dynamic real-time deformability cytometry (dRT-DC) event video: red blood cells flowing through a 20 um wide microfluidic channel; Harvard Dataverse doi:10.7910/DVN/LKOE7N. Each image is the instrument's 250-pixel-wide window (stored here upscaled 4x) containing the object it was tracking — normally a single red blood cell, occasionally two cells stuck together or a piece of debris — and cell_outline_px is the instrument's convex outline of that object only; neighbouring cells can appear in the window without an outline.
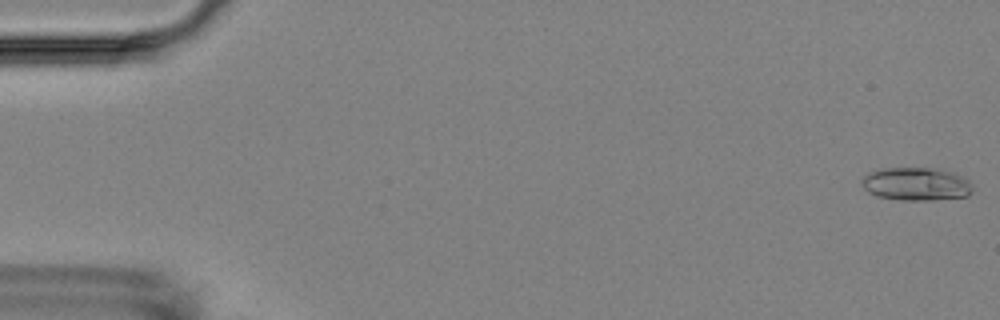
{"species": "Egyptian fruit bat (a non-hibernating species)", "species_latin": "Rousettus aegyptiacus", "temperature_condition": "room temperature", "stored_images_in_passage": 4, "camera_frame_rate_fps": 3000, "um_per_image_px": 0.085, "animal": {"sex": "female"}, "frame": {"image": 1, "passage_image": 1, "time_ms": 0.0, "image_size_px": [1000, 320], "cell_outline_px": [[972, 188], [968, 196], [932, 200], [900, 200], [876, 196], [868, 192], [864, 188], [860, 180], [864, 176], [880, 168], [936, 168], [956, 172], [968, 180], [972, 184]], "centroid_in_image_um": [77.88, 15.63], "position_along_channel_um": 7.1, "area_um2": 21.56}}